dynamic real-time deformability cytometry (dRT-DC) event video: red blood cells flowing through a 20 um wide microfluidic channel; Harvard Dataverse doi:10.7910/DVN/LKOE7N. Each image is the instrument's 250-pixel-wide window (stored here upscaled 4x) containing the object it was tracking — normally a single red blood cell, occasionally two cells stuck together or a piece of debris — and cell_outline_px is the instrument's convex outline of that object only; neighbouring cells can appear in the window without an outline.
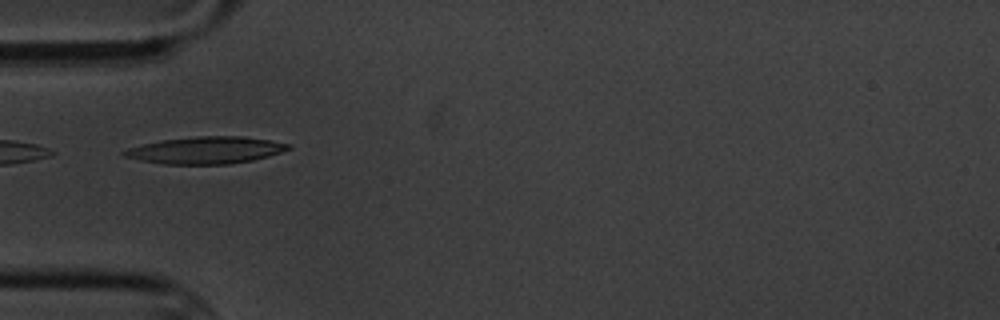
{"species": "common noctule bat (a hibernating species)", "species_latin": "Nyctalus noctula", "temperature_condition": "cold", "stored_images_in_passage": 15, "camera_frame_rate_fps": 3000, "um_per_image_px": 0.085, "animal": {"sex": "male", "body_mass_g": 20.1, "forearm_length_mm": 53.5}, "frame": {"image": 1, "passage_image": 5, "time_ms": 5.333, "image_size_px": [1000, 320], "cell_outline_px": [[292, 148], [268, 156], [252, 160], [228, 164], [164, 164], [140, 160], [124, 156], [120, 152], [128, 148], [160, 140], [196, 136], [240, 136], [272, 140], [292, 144]], "centroid_in_image_um": [17.51, 12.76], "position_along_channel_um": 67.5, "area_um2": 25.84}}
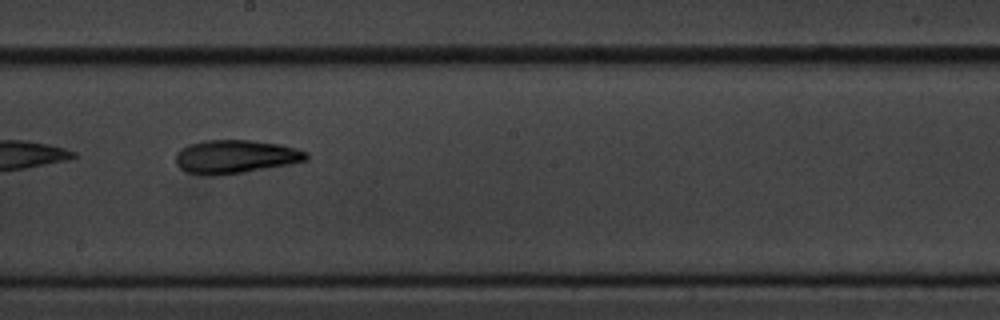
{"frame": {"image": 2, "passage_image": 9, "time_ms": 10.0, "image_size_px": [1000, 320], "cell_outline_px": [[308, 160], [292, 164], [244, 172], [216, 176], [208, 176], [188, 172], [180, 168], [176, 164], [176, 152], [180, 148], [188, 144], [204, 140], [252, 140], [280, 144], [296, 148], [308, 152]], "centroid_in_image_um": [20.01, 13.31], "position_along_channel_um": 228.2, "area_um2": 25.78}}
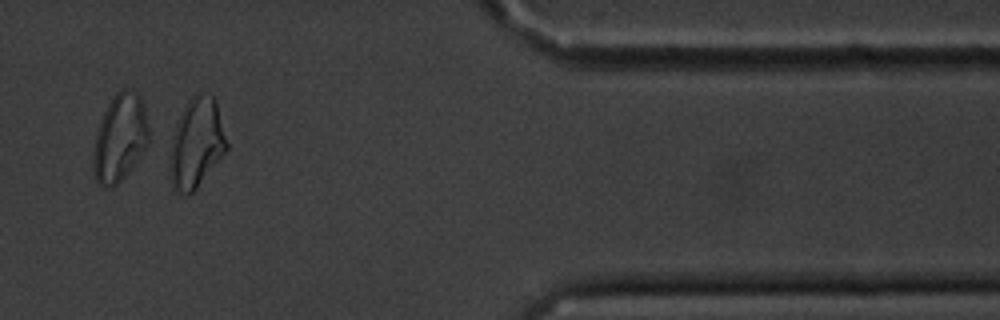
{"frame": {"image": 3, "passage_image": 13, "time_ms": 15.667, "image_size_px": [1000, 320], "cell_outline_px": [[228, 148], [196, 188], [188, 196], [172, 188], [168, 168], [164, 140], [188, 100], [192, 96], [200, 92], [212, 96], [216, 100], [228, 144]], "centroid_in_image_um": [16.57, 12.16], "position_along_channel_um": 394.8, "area_um2": 31.1}, "authors_computed_cell_mechanics": {"area_um2": 25.8366, "velocity_mm_per_s": 3.4265, "shape_relaxation_time_tau1_ms": 5.847, "shape_relaxation_time_tau2_ms": 3.9438, "deformation_change_tau1": 0.1553, "deformation_change_tau2": 0.1058}}